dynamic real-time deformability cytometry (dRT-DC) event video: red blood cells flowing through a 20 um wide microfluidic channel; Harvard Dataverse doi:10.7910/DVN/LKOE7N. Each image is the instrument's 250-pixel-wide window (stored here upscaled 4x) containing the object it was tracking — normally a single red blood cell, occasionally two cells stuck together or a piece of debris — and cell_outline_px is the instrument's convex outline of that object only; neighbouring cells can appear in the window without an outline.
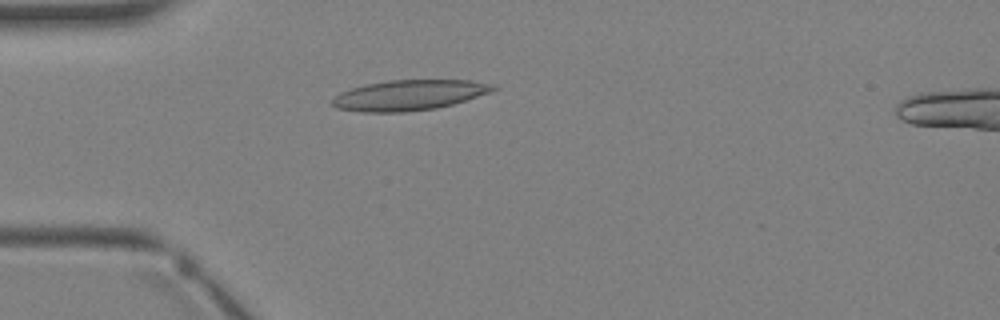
{"species": "Egyptian fruit bat (a non-hibernating species)", "species_latin": "Rousettus aegyptiacus", "temperature_condition": "warm", "stored_images_in_passage": 3, "camera_frame_rate_fps": 3000, "um_per_image_px": 0.085, "animal": {"sex": "female"}, "frame": {"image": 1, "passage_image": 3, "time_ms": 2.333, "image_size_px": [1000, 320], "cell_outline_px": [[500, 88], [452, 104], [436, 108], [404, 112], [360, 112], [336, 108], [332, 104], [332, 100], [340, 92], [352, 88], [368, 84], [388, 80], [468, 80], [496, 84]], "centroid_in_image_um": [34.77, 8.08], "position_along_channel_um": 50.2, "area_um2": 28.26}}